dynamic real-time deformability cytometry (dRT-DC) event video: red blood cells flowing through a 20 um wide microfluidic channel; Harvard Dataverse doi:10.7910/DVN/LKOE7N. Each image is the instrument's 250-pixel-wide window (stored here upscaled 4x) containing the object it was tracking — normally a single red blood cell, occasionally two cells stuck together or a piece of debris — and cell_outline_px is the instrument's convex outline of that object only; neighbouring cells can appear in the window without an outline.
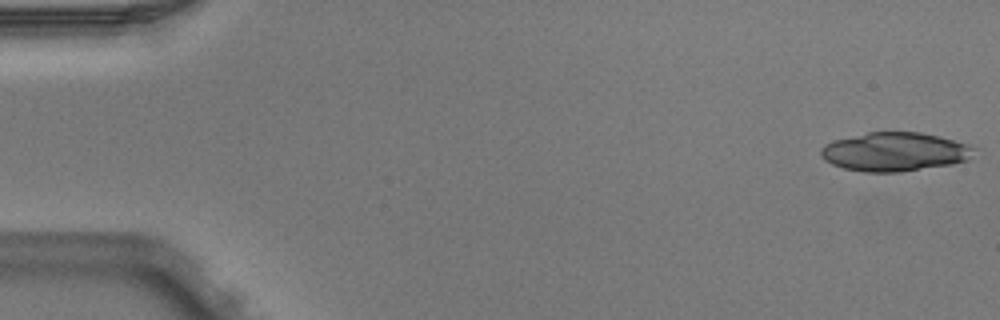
{"species": "Egyptian fruit bat (a non-hibernating species)", "species_latin": "Rousettus aegyptiacus", "temperature_condition": "warm", "stored_images_in_passage": 6, "camera_frame_rate_fps": 3000, "um_per_image_px": 0.085, "animal": {"sex": "male"}, "frame": {"image": 1, "passage_image": 1, "time_ms": 0.0, "image_size_px": [1000, 320], "cell_outline_px": [[976, 148], [968, 160], [952, 164], [900, 172], [864, 172], [844, 168], [832, 164], [824, 160], [820, 156], [820, 148], [824, 144], [832, 140], [868, 132], [920, 132], [940, 136], [968, 144]], "centroid_in_image_um": [76.02, 12.9], "position_along_channel_um": 9.0, "area_um2": 34.85}}
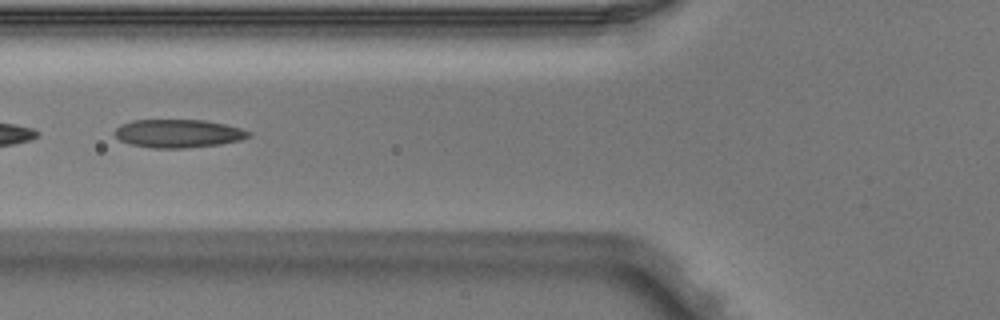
{"frame": {"image": 2, "passage_image": 6, "time_ms": 1.667, "image_size_px": [1000, 320], "cell_outline_px": [[252, 136], [240, 140], [220, 144], [188, 148], [152, 148], [128, 144], [120, 140], [112, 132], [120, 124], [132, 120], [204, 120], [224, 124], [240, 128], [252, 132]], "centroid_in_image_um": [15.13, 11.35], "position_along_channel_um": 110.7, "area_um2": 22.25}}